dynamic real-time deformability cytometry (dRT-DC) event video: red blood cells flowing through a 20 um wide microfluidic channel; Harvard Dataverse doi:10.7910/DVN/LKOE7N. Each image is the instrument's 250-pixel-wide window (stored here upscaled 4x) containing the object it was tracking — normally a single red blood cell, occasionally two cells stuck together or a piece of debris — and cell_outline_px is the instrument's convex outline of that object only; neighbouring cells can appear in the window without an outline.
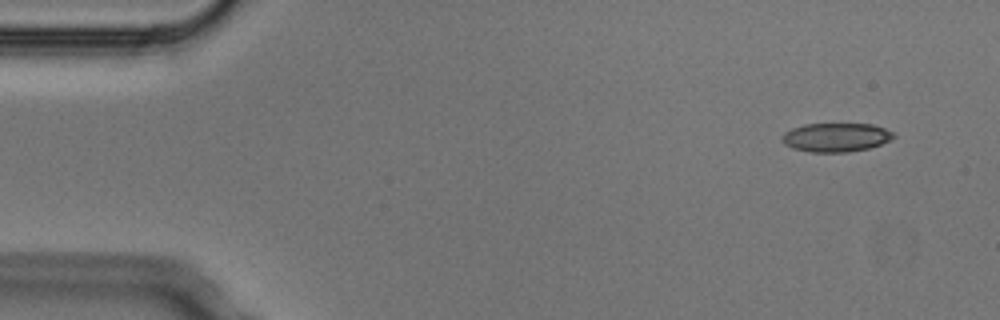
{"species": "Egyptian fruit bat (a non-hibernating species)", "species_latin": "Rousettus aegyptiacus", "temperature_condition": "cold", "stored_images_in_passage": 4, "camera_frame_rate_fps": 3000, "um_per_image_px": 0.085, "animal": {"sex": "male"}, "frame": {"image": 1, "passage_image": 1, "time_ms": 0.0, "image_size_px": [1000, 320], "cell_outline_px": [[896, 136], [892, 140], [868, 148], [848, 152], [808, 152], [792, 148], [784, 144], [780, 140], [780, 136], [784, 132], [792, 128], [804, 124], [872, 124], [884, 128], [892, 132]], "centroid_in_image_um": [71.02, 11.68], "position_along_channel_um": 14.0, "area_um2": 18.9}}
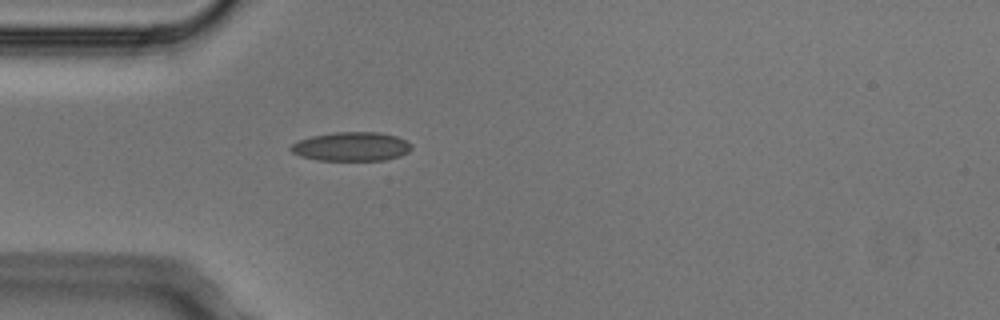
{"frame": {"image": 2, "passage_image": 4, "time_ms": 1.0, "image_size_px": [1000, 320], "cell_outline_px": [[412, 148], [408, 152], [400, 156], [384, 160], [316, 160], [300, 156], [292, 152], [288, 148], [292, 144], [300, 140], [312, 136], [336, 132], [380, 132], [396, 136], [412, 144]], "centroid_in_image_um": [29.87, 12.46], "position_along_channel_um": 55.1, "area_um2": 20.35}}